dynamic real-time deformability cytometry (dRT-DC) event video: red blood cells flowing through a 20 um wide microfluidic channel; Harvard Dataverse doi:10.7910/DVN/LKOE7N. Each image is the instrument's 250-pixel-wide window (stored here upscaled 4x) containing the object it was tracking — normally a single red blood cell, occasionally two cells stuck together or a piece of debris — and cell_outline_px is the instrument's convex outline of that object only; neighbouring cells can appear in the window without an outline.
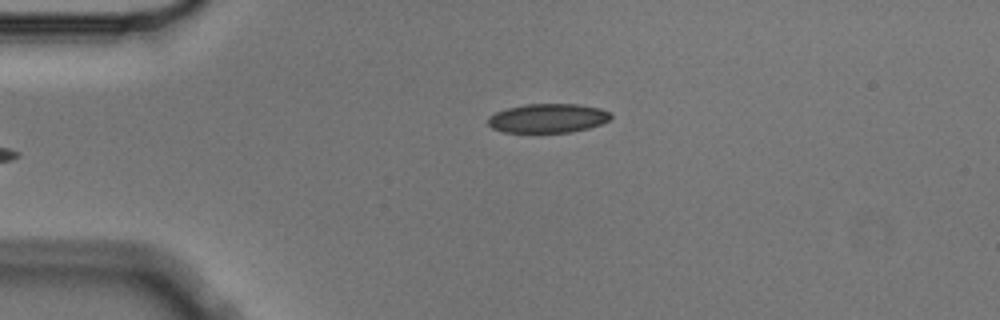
{"species": "Egyptian fruit bat (a non-hibernating species)", "species_latin": "Rousettus aegyptiacus", "temperature_condition": "cold", "stored_images_in_passage": 5, "camera_frame_rate_fps": 3000, "um_per_image_px": 0.085, "animal": {"sex": "male"}, "frame": {"image": 1, "passage_image": 5, "time_ms": 1.333, "image_size_px": [1000, 320], "cell_outline_px": [[612, 116], [608, 120], [600, 124], [588, 128], [572, 132], [504, 132], [492, 128], [488, 124], [488, 116], [496, 112], [508, 108], [524, 104], [576, 104], [600, 108], [612, 112]], "centroid_in_image_um": [46.57, 10.04], "position_along_channel_um": 38.4, "area_um2": 20.81}}